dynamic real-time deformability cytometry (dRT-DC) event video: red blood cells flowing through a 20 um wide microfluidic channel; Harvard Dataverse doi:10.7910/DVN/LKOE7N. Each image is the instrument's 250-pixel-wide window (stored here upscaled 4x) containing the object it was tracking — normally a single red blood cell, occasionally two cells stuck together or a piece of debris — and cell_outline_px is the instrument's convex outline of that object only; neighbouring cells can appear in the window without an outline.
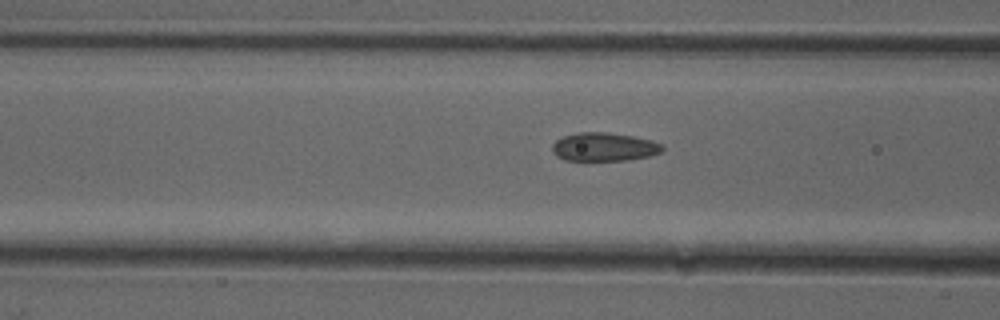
{"species": "common noctule bat (a hibernating species)", "species_latin": "Nyctalus noctula", "temperature_condition": "cold", "stored_images_in_passage": 9, "camera_frame_rate_fps": 3000, "um_per_image_px": 0.085, "animal": {"sex": "female"}, "frame": {"image": 1, "passage_image": 7, "time_ms": 2.0, "image_size_px": [1000, 320], "cell_outline_px": [[664, 152], [648, 156], [628, 160], [564, 160], [556, 156], [552, 152], [552, 144], [556, 140], [564, 136], [576, 132], [608, 132], [632, 136], [652, 140], [664, 144]], "centroid_in_image_um": [51.36, 12.48], "position_along_channel_um": 115.2, "area_um2": 18.5}}